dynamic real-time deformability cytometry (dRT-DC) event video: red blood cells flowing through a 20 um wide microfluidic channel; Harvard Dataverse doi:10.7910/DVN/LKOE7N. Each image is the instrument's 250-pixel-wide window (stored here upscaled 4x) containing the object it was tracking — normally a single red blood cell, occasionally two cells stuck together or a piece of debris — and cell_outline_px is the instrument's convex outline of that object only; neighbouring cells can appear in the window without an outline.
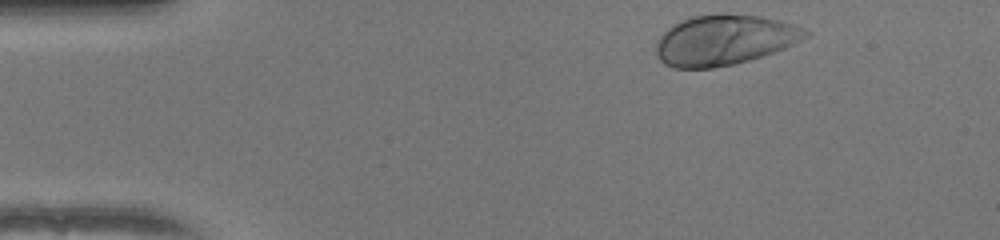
{"species": "human", "species_latin": "Homo sapiens", "temperature_condition": "warm", "stored_images_in_passage": 36, "camera_frame_rate_fps": 3000, "um_per_image_px": 0.085, "donor": {"sex": "female"}, "frame": {"image": 1, "passage_image": 1, "time_ms": 0.0, "image_size_px": [1000, 240], "cell_outline_px": [[812, 32], [808, 36], [784, 48], [748, 60], [732, 64], [712, 68], [672, 68], [664, 64], [660, 60], [656, 52], [656, 40], [668, 28], [692, 16], [760, 16], [780, 20], [804, 28]], "centroid_in_image_um": [61.55, 3.43], "position_along_channel_um": 23.4, "area_um2": 42.77}}
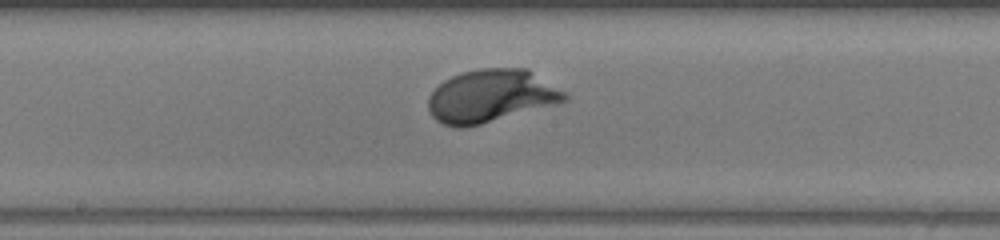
{"frame": {"image": 2, "passage_image": 21, "time_ms": 6.667, "image_size_px": [1000, 240], "cell_outline_px": [[568, 100], [480, 124], [464, 128], [456, 128], [444, 124], [436, 120], [432, 116], [428, 108], [428, 96], [444, 80], [452, 76], [464, 72], [480, 68], [528, 68], [568, 92]], "centroid_in_image_um": [41.75, 8.15], "position_along_channel_um": 206.4, "area_um2": 41.91}}
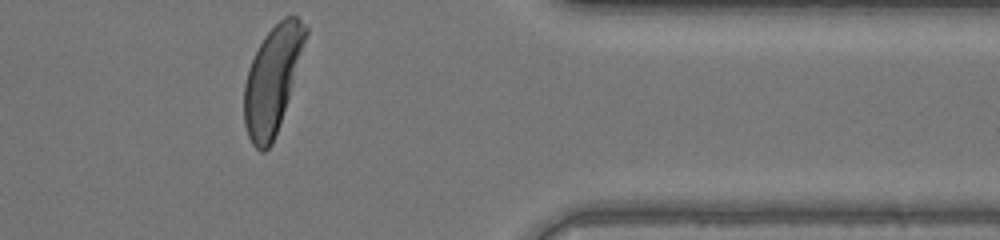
{"frame": {"image": 3, "passage_image": 36, "time_ms": 11.667, "image_size_px": [1000, 240], "cell_outline_px": [[308, 32], [288, 96], [272, 144], [264, 152], [260, 152], [252, 144], [248, 136], [244, 124], [244, 84], [248, 68], [264, 36], [284, 16], [296, 16], [308, 24]], "centroid_in_image_um": [23.13, 6.75], "position_along_channel_um": 388.3, "area_um2": 37.34}, "authors_computed_cell_mechanics": {"area_um2": 40.5756, "velocity_mm_per_s": 4.0016, "shape_relaxation_time_tau1_ms": 1.8743, "shape_relaxation_time_tau2_ms": null, "deformation_change_tau1": 0.1797, "deformation_change_tau2": null}}